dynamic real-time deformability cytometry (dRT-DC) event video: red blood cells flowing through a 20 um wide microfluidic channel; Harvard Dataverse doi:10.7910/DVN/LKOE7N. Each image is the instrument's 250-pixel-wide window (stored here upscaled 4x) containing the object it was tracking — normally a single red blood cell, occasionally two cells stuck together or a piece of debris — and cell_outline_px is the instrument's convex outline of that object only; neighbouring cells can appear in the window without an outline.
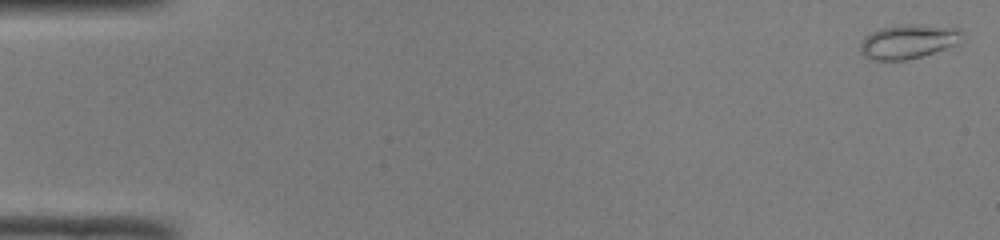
{"species": "common noctule bat (a hibernating species)", "species_latin": "Nyctalus noctula", "temperature_condition": "room temperature", "stored_images_in_passage": 50, "camera_frame_rate_fps": 3000, "um_per_image_px": 0.085, "animal": {"sex": "male", "body_mass_g": 19.0, "forearm_length_mm": 50.8}, "frame": {"image": 1, "passage_image": 1, "time_ms": 0.0, "image_size_px": [1000, 240], "cell_outline_px": [[964, 32], [956, 44], [920, 56], [904, 60], [872, 60], [864, 56], [860, 52], [860, 44], [864, 36], [880, 28], [908, 24], [920, 24], [960, 28]], "centroid_in_image_um": [77.17, 3.51], "position_along_channel_um": 7.8, "area_um2": 20.11}}
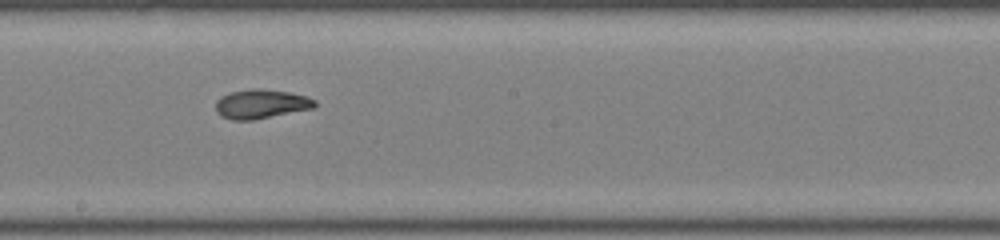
{"frame": {"image": 2, "passage_image": 28, "time_ms": 9.0, "image_size_px": [1000, 240], "cell_outline_px": [[316, 104], [312, 108], [252, 120], [232, 120], [220, 116], [216, 112], [216, 100], [220, 96], [232, 92], [252, 88], [260, 88], [288, 92], [308, 96], [316, 100]], "centroid_in_image_um": [22.16, 8.83], "position_along_channel_um": 226.0, "area_um2": 16.82}}
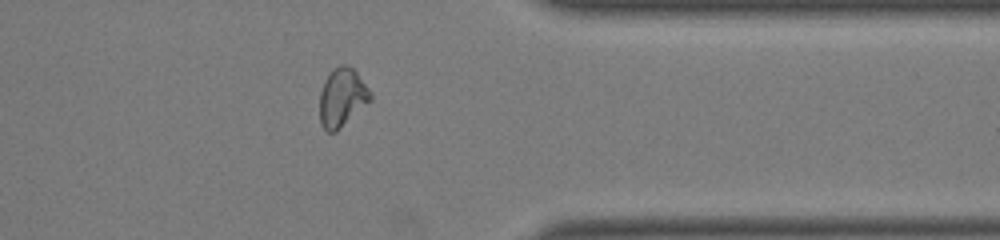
{"frame": {"image": 3, "passage_image": 40, "time_ms": 13.0, "image_size_px": [1000, 240], "cell_outline_px": [[372, 100], [336, 132], [328, 132], [320, 124], [320, 92], [324, 80], [332, 68], [340, 64], [348, 64], [356, 72], [372, 92]], "centroid_in_image_um": [29.08, 8.27], "position_along_channel_um": 382.3, "area_um2": 17.51}, "authors_computed_cell_mechanics": {"area_um2": 17.3689, "velocity_mm_per_s": 4.1232, "shape_relaxation_time_tau1_ms": null, "shape_relaxation_time_tau2_ms": 1.7639, "deformation_change_tau1": null, "deformation_change_tau2": 0.0768}}